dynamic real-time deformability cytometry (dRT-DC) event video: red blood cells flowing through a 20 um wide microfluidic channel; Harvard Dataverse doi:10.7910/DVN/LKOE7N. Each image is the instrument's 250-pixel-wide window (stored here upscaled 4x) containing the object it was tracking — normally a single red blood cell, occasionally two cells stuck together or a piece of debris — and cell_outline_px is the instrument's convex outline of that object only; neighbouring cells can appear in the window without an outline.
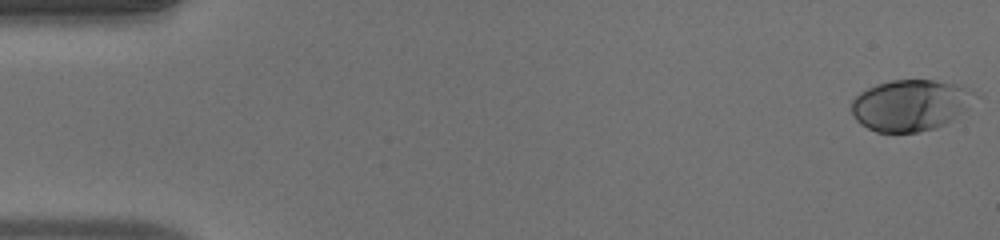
{"species": "human", "species_latin": "Homo sapiens", "temperature_condition": "warm", "stored_images_in_passage": 51, "camera_frame_rate_fps": 3000, "um_per_image_px": 0.085, "donor": {"sex": "male"}, "frame": {"image": 1, "passage_image": 1, "time_ms": 0.0, "image_size_px": [1000, 240], "cell_outline_px": [[972, 92], [968, 108], [948, 124], [936, 128], [920, 132], [876, 132], [860, 124], [856, 120], [852, 112], [852, 100], [860, 92], [876, 84], [892, 80], [936, 80], [956, 84], [968, 88]], "centroid_in_image_um": [77.35, 8.95], "position_along_channel_um": 7.6, "area_um2": 36.7}}
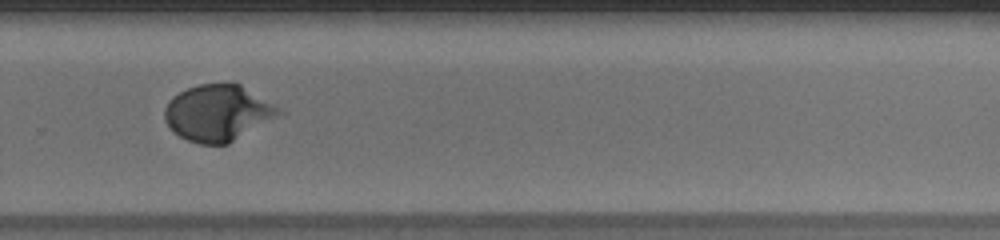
{"frame": {"image": 2, "passage_image": 35, "time_ms": 11.333, "image_size_px": [1000, 240], "cell_outline_px": [[288, 112], [228, 144], [200, 144], [188, 140], [180, 136], [164, 120], [164, 108], [172, 96], [188, 88], [200, 84], [232, 80], [240, 84]], "centroid_in_image_um": [18.58, 9.57], "position_along_channel_um": 311.2, "area_um2": 38.03}}
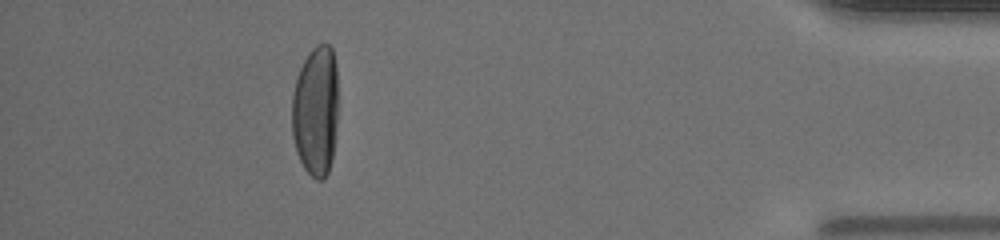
{"frame": {"image": 3, "passage_image": 46, "time_ms": 15.0, "image_size_px": [1000, 240], "cell_outline_px": [[336, 136], [332, 160], [328, 172], [324, 180], [316, 180], [304, 168], [296, 152], [292, 136], [292, 92], [300, 68], [308, 52], [316, 44], [328, 44], [332, 48], [336, 64]], "centroid_in_image_um": [26.82, 9.44], "position_along_channel_um": 408.4, "area_um2": 35.43}, "authors_computed_cell_mechanics": {"area_um2": 35.9516, "velocity_mm_per_s": 4.0609, "shape_relaxation_time_tau1_ms": 4.5645, "shape_relaxation_time_tau2_ms": null, "deformation_change_tau1": 0.2278, "deformation_change_tau2": null}}